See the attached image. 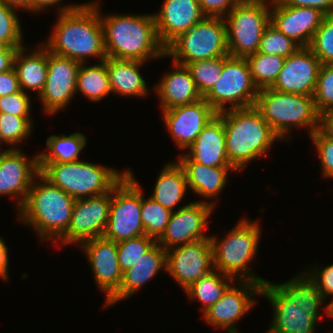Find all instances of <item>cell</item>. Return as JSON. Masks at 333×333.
Segmentation results:
<instances>
[{
  "label": "cell",
  "mask_w": 333,
  "mask_h": 333,
  "mask_svg": "<svg viewBox=\"0 0 333 333\" xmlns=\"http://www.w3.org/2000/svg\"><path fill=\"white\" fill-rule=\"evenodd\" d=\"M219 114L223 118L228 160L237 171L245 169L251 160L267 155L274 141L280 139L255 106L227 109Z\"/></svg>",
  "instance_id": "obj_4"
},
{
  "label": "cell",
  "mask_w": 333,
  "mask_h": 333,
  "mask_svg": "<svg viewBox=\"0 0 333 333\" xmlns=\"http://www.w3.org/2000/svg\"><path fill=\"white\" fill-rule=\"evenodd\" d=\"M329 316H330L331 318H333V313H329Z\"/></svg>",
  "instance_id": "obj_55"
},
{
  "label": "cell",
  "mask_w": 333,
  "mask_h": 333,
  "mask_svg": "<svg viewBox=\"0 0 333 333\" xmlns=\"http://www.w3.org/2000/svg\"><path fill=\"white\" fill-rule=\"evenodd\" d=\"M321 66L322 63L309 47H300L285 58L271 88L284 93L313 96Z\"/></svg>",
  "instance_id": "obj_18"
},
{
  "label": "cell",
  "mask_w": 333,
  "mask_h": 333,
  "mask_svg": "<svg viewBox=\"0 0 333 333\" xmlns=\"http://www.w3.org/2000/svg\"><path fill=\"white\" fill-rule=\"evenodd\" d=\"M319 130L333 141V108L320 113Z\"/></svg>",
  "instance_id": "obj_50"
},
{
  "label": "cell",
  "mask_w": 333,
  "mask_h": 333,
  "mask_svg": "<svg viewBox=\"0 0 333 333\" xmlns=\"http://www.w3.org/2000/svg\"><path fill=\"white\" fill-rule=\"evenodd\" d=\"M39 173L38 155L28 160L17 147L2 151L0 155V195L17 197L19 210L31 188L33 179Z\"/></svg>",
  "instance_id": "obj_22"
},
{
  "label": "cell",
  "mask_w": 333,
  "mask_h": 333,
  "mask_svg": "<svg viewBox=\"0 0 333 333\" xmlns=\"http://www.w3.org/2000/svg\"><path fill=\"white\" fill-rule=\"evenodd\" d=\"M224 56L187 63L199 93L204 97L219 80L223 69Z\"/></svg>",
  "instance_id": "obj_36"
},
{
  "label": "cell",
  "mask_w": 333,
  "mask_h": 333,
  "mask_svg": "<svg viewBox=\"0 0 333 333\" xmlns=\"http://www.w3.org/2000/svg\"><path fill=\"white\" fill-rule=\"evenodd\" d=\"M30 97L23 90L0 96V113H10L20 117H30Z\"/></svg>",
  "instance_id": "obj_43"
},
{
  "label": "cell",
  "mask_w": 333,
  "mask_h": 333,
  "mask_svg": "<svg viewBox=\"0 0 333 333\" xmlns=\"http://www.w3.org/2000/svg\"><path fill=\"white\" fill-rule=\"evenodd\" d=\"M106 68L112 93L122 96H146L148 89L139 68L145 62L107 57Z\"/></svg>",
  "instance_id": "obj_28"
},
{
  "label": "cell",
  "mask_w": 333,
  "mask_h": 333,
  "mask_svg": "<svg viewBox=\"0 0 333 333\" xmlns=\"http://www.w3.org/2000/svg\"><path fill=\"white\" fill-rule=\"evenodd\" d=\"M310 138L316 146L323 176L333 178V141L327 138L319 129Z\"/></svg>",
  "instance_id": "obj_44"
},
{
  "label": "cell",
  "mask_w": 333,
  "mask_h": 333,
  "mask_svg": "<svg viewBox=\"0 0 333 333\" xmlns=\"http://www.w3.org/2000/svg\"><path fill=\"white\" fill-rule=\"evenodd\" d=\"M60 2H62V0H30V10L31 12H40L49 6L57 5V3Z\"/></svg>",
  "instance_id": "obj_52"
},
{
  "label": "cell",
  "mask_w": 333,
  "mask_h": 333,
  "mask_svg": "<svg viewBox=\"0 0 333 333\" xmlns=\"http://www.w3.org/2000/svg\"><path fill=\"white\" fill-rule=\"evenodd\" d=\"M245 59L249 65L252 81L258 89L271 87L285 62V58L281 56L260 52L249 55Z\"/></svg>",
  "instance_id": "obj_34"
},
{
  "label": "cell",
  "mask_w": 333,
  "mask_h": 333,
  "mask_svg": "<svg viewBox=\"0 0 333 333\" xmlns=\"http://www.w3.org/2000/svg\"><path fill=\"white\" fill-rule=\"evenodd\" d=\"M270 5V23L301 47H309L326 14L318 8L289 6L280 0H271Z\"/></svg>",
  "instance_id": "obj_19"
},
{
  "label": "cell",
  "mask_w": 333,
  "mask_h": 333,
  "mask_svg": "<svg viewBox=\"0 0 333 333\" xmlns=\"http://www.w3.org/2000/svg\"><path fill=\"white\" fill-rule=\"evenodd\" d=\"M219 272L215 269L212 270L184 290L190 299H196L202 303L203 312L223 296L230 286L228 282L235 281L231 276Z\"/></svg>",
  "instance_id": "obj_33"
},
{
  "label": "cell",
  "mask_w": 333,
  "mask_h": 333,
  "mask_svg": "<svg viewBox=\"0 0 333 333\" xmlns=\"http://www.w3.org/2000/svg\"><path fill=\"white\" fill-rule=\"evenodd\" d=\"M261 295L273 305V321L266 333H315L320 305L326 301L316 283L304 273L282 284L266 281Z\"/></svg>",
  "instance_id": "obj_1"
},
{
  "label": "cell",
  "mask_w": 333,
  "mask_h": 333,
  "mask_svg": "<svg viewBox=\"0 0 333 333\" xmlns=\"http://www.w3.org/2000/svg\"><path fill=\"white\" fill-rule=\"evenodd\" d=\"M38 178V179H37ZM36 180H42L38 182ZM19 209V221L34 227L42 240H57L69 227L75 199L40 173Z\"/></svg>",
  "instance_id": "obj_5"
},
{
  "label": "cell",
  "mask_w": 333,
  "mask_h": 333,
  "mask_svg": "<svg viewBox=\"0 0 333 333\" xmlns=\"http://www.w3.org/2000/svg\"><path fill=\"white\" fill-rule=\"evenodd\" d=\"M300 47L298 43L281 33L270 23L261 37L258 52L287 58Z\"/></svg>",
  "instance_id": "obj_38"
},
{
  "label": "cell",
  "mask_w": 333,
  "mask_h": 333,
  "mask_svg": "<svg viewBox=\"0 0 333 333\" xmlns=\"http://www.w3.org/2000/svg\"><path fill=\"white\" fill-rule=\"evenodd\" d=\"M162 268L166 269V250L156 243L132 268L123 272L119 290L105 302V307L132 296Z\"/></svg>",
  "instance_id": "obj_26"
},
{
  "label": "cell",
  "mask_w": 333,
  "mask_h": 333,
  "mask_svg": "<svg viewBox=\"0 0 333 333\" xmlns=\"http://www.w3.org/2000/svg\"><path fill=\"white\" fill-rule=\"evenodd\" d=\"M8 248L3 240L0 237V277L7 280L8 278Z\"/></svg>",
  "instance_id": "obj_51"
},
{
  "label": "cell",
  "mask_w": 333,
  "mask_h": 333,
  "mask_svg": "<svg viewBox=\"0 0 333 333\" xmlns=\"http://www.w3.org/2000/svg\"><path fill=\"white\" fill-rule=\"evenodd\" d=\"M178 162L185 171L188 188L206 199L221 193L228 179V171H237L233 166H205L193 161L186 153L179 155Z\"/></svg>",
  "instance_id": "obj_27"
},
{
  "label": "cell",
  "mask_w": 333,
  "mask_h": 333,
  "mask_svg": "<svg viewBox=\"0 0 333 333\" xmlns=\"http://www.w3.org/2000/svg\"><path fill=\"white\" fill-rule=\"evenodd\" d=\"M283 4L298 7H314L326 15L333 14V0H280Z\"/></svg>",
  "instance_id": "obj_48"
},
{
  "label": "cell",
  "mask_w": 333,
  "mask_h": 333,
  "mask_svg": "<svg viewBox=\"0 0 333 333\" xmlns=\"http://www.w3.org/2000/svg\"><path fill=\"white\" fill-rule=\"evenodd\" d=\"M38 167L45 179L75 200L112 191L128 173V170L121 173L80 160L68 163L38 162Z\"/></svg>",
  "instance_id": "obj_6"
},
{
  "label": "cell",
  "mask_w": 333,
  "mask_h": 333,
  "mask_svg": "<svg viewBox=\"0 0 333 333\" xmlns=\"http://www.w3.org/2000/svg\"><path fill=\"white\" fill-rule=\"evenodd\" d=\"M258 88L252 81L248 62L245 58L224 56L219 80L203 97L217 112L252 107L258 95Z\"/></svg>",
  "instance_id": "obj_11"
},
{
  "label": "cell",
  "mask_w": 333,
  "mask_h": 333,
  "mask_svg": "<svg viewBox=\"0 0 333 333\" xmlns=\"http://www.w3.org/2000/svg\"><path fill=\"white\" fill-rule=\"evenodd\" d=\"M76 91H80L89 100L95 102L112 93L105 60L100 61L99 65L85 67V63L80 64Z\"/></svg>",
  "instance_id": "obj_32"
},
{
  "label": "cell",
  "mask_w": 333,
  "mask_h": 333,
  "mask_svg": "<svg viewBox=\"0 0 333 333\" xmlns=\"http://www.w3.org/2000/svg\"><path fill=\"white\" fill-rule=\"evenodd\" d=\"M21 47L0 46V73L8 71L14 67V58L17 49Z\"/></svg>",
  "instance_id": "obj_49"
},
{
  "label": "cell",
  "mask_w": 333,
  "mask_h": 333,
  "mask_svg": "<svg viewBox=\"0 0 333 333\" xmlns=\"http://www.w3.org/2000/svg\"><path fill=\"white\" fill-rule=\"evenodd\" d=\"M187 188L183 167L179 162H169L161 170L150 198L173 212L174 207L182 201Z\"/></svg>",
  "instance_id": "obj_30"
},
{
  "label": "cell",
  "mask_w": 333,
  "mask_h": 333,
  "mask_svg": "<svg viewBox=\"0 0 333 333\" xmlns=\"http://www.w3.org/2000/svg\"><path fill=\"white\" fill-rule=\"evenodd\" d=\"M311 51L324 64H333V14L325 15L309 45Z\"/></svg>",
  "instance_id": "obj_40"
},
{
  "label": "cell",
  "mask_w": 333,
  "mask_h": 333,
  "mask_svg": "<svg viewBox=\"0 0 333 333\" xmlns=\"http://www.w3.org/2000/svg\"><path fill=\"white\" fill-rule=\"evenodd\" d=\"M269 4V0H241L224 17L230 56L246 58L258 52L261 37L270 24Z\"/></svg>",
  "instance_id": "obj_10"
},
{
  "label": "cell",
  "mask_w": 333,
  "mask_h": 333,
  "mask_svg": "<svg viewBox=\"0 0 333 333\" xmlns=\"http://www.w3.org/2000/svg\"><path fill=\"white\" fill-rule=\"evenodd\" d=\"M80 64L47 49V77L42 92L37 96L46 114H55L74 98Z\"/></svg>",
  "instance_id": "obj_14"
},
{
  "label": "cell",
  "mask_w": 333,
  "mask_h": 333,
  "mask_svg": "<svg viewBox=\"0 0 333 333\" xmlns=\"http://www.w3.org/2000/svg\"><path fill=\"white\" fill-rule=\"evenodd\" d=\"M215 203L191 202L172 212L165 232L157 243L166 251L176 246L185 245L198 240L210 239L205 236L208 228L207 220L213 212Z\"/></svg>",
  "instance_id": "obj_15"
},
{
  "label": "cell",
  "mask_w": 333,
  "mask_h": 333,
  "mask_svg": "<svg viewBox=\"0 0 333 333\" xmlns=\"http://www.w3.org/2000/svg\"><path fill=\"white\" fill-rule=\"evenodd\" d=\"M31 54H26L23 46L17 49L14 58V69L16 70L21 90H33L40 94L44 88L47 77V48L42 45ZM26 55V56H25Z\"/></svg>",
  "instance_id": "obj_29"
},
{
  "label": "cell",
  "mask_w": 333,
  "mask_h": 333,
  "mask_svg": "<svg viewBox=\"0 0 333 333\" xmlns=\"http://www.w3.org/2000/svg\"><path fill=\"white\" fill-rule=\"evenodd\" d=\"M15 10L0 0V46H24L21 23Z\"/></svg>",
  "instance_id": "obj_41"
},
{
  "label": "cell",
  "mask_w": 333,
  "mask_h": 333,
  "mask_svg": "<svg viewBox=\"0 0 333 333\" xmlns=\"http://www.w3.org/2000/svg\"><path fill=\"white\" fill-rule=\"evenodd\" d=\"M167 272L185 290L213 268L211 239L198 240L166 251Z\"/></svg>",
  "instance_id": "obj_16"
},
{
  "label": "cell",
  "mask_w": 333,
  "mask_h": 333,
  "mask_svg": "<svg viewBox=\"0 0 333 333\" xmlns=\"http://www.w3.org/2000/svg\"><path fill=\"white\" fill-rule=\"evenodd\" d=\"M32 124L30 117L0 113V147L4 142L14 146L25 140L32 131Z\"/></svg>",
  "instance_id": "obj_39"
},
{
  "label": "cell",
  "mask_w": 333,
  "mask_h": 333,
  "mask_svg": "<svg viewBox=\"0 0 333 333\" xmlns=\"http://www.w3.org/2000/svg\"><path fill=\"white\" fill-rule=\"evenodd\" d=\"M143 196L142 192L141 220L145 234L158 240L166 230L172 211Z\"/></svg>",
  "instance_id": "obj_35"
},
{
  "label": "cell",
  "mask_w": 333,
  "mask_h": 333,
  "mask_svg": "<svg viewBox=\"0 0 333 333\" xmlns=\"http://www.w3.org/2000/svg\"><path fill=\"white\" fill-rule=\"evenodd\" d=\"M241 0H198L205 16L224 18Z\"/></svg>",
  "instance_id": "obj_46"
},
{
  "label": "cell",
  "mask_w": 333,
  "mask_h": 333,
  "mask_svg": "<svg viewBox=\"0 0 333 333\" xmlns=\"http://www.w3.org/2000/svg\"><path fill=\"white\" fill-rule=\"evenodd\" d=\"M142 191L128 170L113 188L108 223L103 237L114 242L145 235L141 220Z\"/></svg>",
  "instance_id": "obj_12"
},
{
  "label": "cell",
  "mask_w": 333,
  "mask_h": 333,
  "mask_svg": "<svg viewBox=\"0 0 333 333\" xmlns=\"http://www.w3.org/2000/svg\"><path fill=\"white\" fill-rule=\"evenodd\" d=\"M156 243V239L146 234L117 242V253L121 271L124 272L132 268Z\"/></svg>",
  "instance_id": "obj_37"
},
{
  "label": "cell",
  "mask_w": 333,
  "mask_h": 333,
  "mask_svg": "<svg viewBox=\"0 0 333 333\" xmlns=\"http://www.w3.org/2000/svg\"><path fill=\"white\" fill-rule=\"evenodd\" d=\"M153 16L158 38L165 48L205 17L198 0H164L160 12Z\"/></svg>",
  "instance_id": "obj_23"
},
{
  "label": "cell",
  "mask_w": 333,
  "mask_h": 333,
  "mask_svg": "<svg viewBox=\"0 0 333 333\" xmlns=\"http://www.w3.org/2000/svg\"><path fill=\"white\" fill-rule=\"evenodd\" d=\"M7 6L13 9H25L27 11L30 10V0H1Z\"/></svg>",
  "instance_id": "obj_53"
},
{
  "label": "cell",
  "mask_w": 333,
  "mask_h": 333,
  "mask_svg": "<svg viewBox=\"0 0 333 333\" xmlns=\"http://www.w3.org/2000/svg\"><path fill=\"white\" fill-rule=\"evenodd\" d=\"M112 191L76 199L67 231L59 238L62 244H73L103 237L110 213Z\"/></svg>",
  "instance_id": "obj_13"
},
{
  "label": "cell",
  "mask_w": 333,
  "mask_h": 333,
  "mask_svg": "<svg viewBox=\"0 0 333 333\" xmlns=\"http://www.w3.org/2000/svg\"><path fill=\"white\" fill-rule=\"evenodd\" d=\"M187 150V155L193 161L205 166H232L226 152L223 118L219 113L203 128Z\"/></svg>",
  "instance_id": "obj_24"
},
{
  "label": "cell",
  "mask_w": 333,
  "mask_h": 333,
  "mask_svg": "<svg viewBox=\"0 0 333 333\" xmlns=\"http://www.w3.org/2000/svg\"><path fill=\"white\" fill-rule=\"evenodd\" d=\"M18 91H21V88L14 67L0 73V96L13 94Z\"/></svg>",
  "instance_id": "obj_47"
},
{
  "label": "cell",
  "mask_w": 333,
  "mask_h": 333,
  "mask_svg": "<svg viewBox=\"0 0 333 333\" xmlns=\"http://www.w3.org/2000/svg\"><path fill=\"white\" fill-rule=\"evenodd\" d=\"M254 106L281 141L289 138L286 133L292 126H310V136L319 129L320 114L315 108L313 96L262 88L258 90Z\"/></svg>",
  "instance_id": "obj_7"
},
{
  "label": "cell",
  "mask_w": 333,
  "mask_h": 333,
  "mask_svg": "<svg viewBox=\"0 0 333 333\" xmlns=\"http://www.w3.org/2000/svg\"><path fill=\"white\" fill-rule=\"evenodd\" d=\"M165 55L182 65L205 59L228 56L226 23L222 17L205 16L173 40Z\"/></svg>",
  "instance_id": "obj_9"
},
{
  "label": "cell",
  "mask_w": 333,
  "mask_h": 333,
  "mask_svg": "<svg viewBox=\"0 0 333 333\" xmlns=\"http://www.w3.org/2000/svg\"><path fill=\"white\" fill-rule=\"evenodd\" d=\"M239 282V287L230 285L223 296L202 313L207 323L228 330L227 333H238L236 321L254 307L252 296H261L262 284L248 280Z\"/></svg>",
  "instance_id": "obj_17"
},
{
  "label": "cell",
  "mask_w": 333,
  "mask_h": 333,
  "mask_svg": "<svg viewBox=\"0 0 333 333\" xmlns=\"http://www.w3.org/2000/svg\"><path fill=\"white\" fill-rule=\"evenodd\" d=\"M172 65L174 71L165 74L154 87L161 101V110L191 104L203 98L188 68L174 61Z\"/></svg>",
  "instance_id": "obj_25"
},
{
  "label": "cell",
  "mask_w": 333,
  "mask_h": 333,
  "mask_svg": "<svg viewBox=\"0 0 333 333\" xmlns=\"http://www.w3.org/2000/svg\"><path fill=\"white\" fill-rule=\"evenodd\" d=\"M260 228L258 221L242 219L224 239L210 236L213 247V268L234 279L239 276L238 281L242 278L241 280L265 283L266 280L255 276L249 267L259 245Z\"/></svg>",
  "instance_id": "obj_8"
},
{
  "label": "cell",
  "mask_w": 333,
  "mask_h": 333,
  "mask_svg": "<svg viewBox=\"0 0 333 333\" xmlns=\"http://www.w3.org/2000/svg\"><path fill=\"white\" fill-rule=\"evenodd\" d=\"M47 149L51 152L40 153L38 162L68 163L79 161L80 152L85 148L86 137L80 132L68 136L51 135L46 140Z\"/></svg>",
  "instance_id": "obj_31"
},
{
  "label": "cell",
  "mask_w": 333,
  "mask_h": 333,
  "mask_svg": "<svg viewBox=\"0 0 333 333\" xmlns=\"http://www.w3.org/2000/svg\"><path fill=\"white\" fill-rule=\"evenodd\" d=\"M96 2L71 4L59 8L52 35L43 45L48 51L80 63L87 57L107 58L104 32Z\"/></svg>",
  "instance_id": "obj_2"
},
{
  "label": "cell",
  "mask_w": 333,
  "mask_h": 333,
  "mask_svg": "<svg viewBox=\"0 0 333 333\" xmlns=\"http://www.w3.org/2000/svg\"><path fill=\"white\" fill-rule=\"evenodd\" d=\"M315 270H307L308 276L316 283L324 299L329 297L328 295L333 297V264L322 268L321 271H319V268ZM332 302L333 300L324 308L327 316H329V305Z\"/></svg>",
  "instance_id": "obj_45"
},
{
  "label": "cell",
  "mask_w": 333,
  "mask_h": 333,
  "mask_svg": "<svg viewBox=\"0 0 333 333\" xmlns=\"http://www.w3.org/2000/svg\"><path fill=\"white\" fill-rule=\"evenodd\" d=\"M164 124L181 149H187L217 112L202 98L191 104L162 110Z\"/></svg>",
  "instance_id": "obj_20"
},
{
  "label": "cell",
  "mask_w": 333,
  "mask_h": 333,
  "mask_svg": "<svg viewBox=\"0 0 333 333\" xmlns=\"http://www.w3.org/2000/svg\"><path fill=\"white\" fill-rule=\"evenodd\" d=\"M100 20L107 57L146 62L166 56L153 14L100 15Z\"/></svg>",
  "instance_id": "obj_3"
},
{
  "label": "cell",
  "mask_w": 333,
  "mask_h": 333,
  "mask_svg": "<svg viewBox=\"0 0 333 333\" xmlns=\"http://www.w3.org/2000/svg\"><path fill=\"white\" fill-rule=\"evenodd\" d=\"M313 97L319 114L333 108V64L321 66Z\"/></svg>",
  "instance_id": "obj_42"
},
{
  "label": "cell",
  "mask_w": 333,
  "mask_h": 333,
  "mask_svg": "<svg viewBox=\"0 0 333 333\" xmlns=\"http://www.w3.org/2000/svg\"><path fill=\"white\" fill-rule=\"evenodd\" d=\"M79 247L83 249L92 266L96 285L103 290L108 301L119 290L123 277L119 266L117 242L97 237L82 242Z\"/></svg>",
  "instance_id": "obj_21"
},
{
  "label": "cell",
  "mask_w": 333,
  "mask_h": 333,
  "mask_svg": "<svg viewBox=\"0 0 333 333\" xmlns=\"http://www.w3.org/2000/svg\"><path fill=\"white\" fill-rule=\"evenodd\" d=\"M329 312L333 313V302L329 305Z\"/></svg>",
  "instance_id": "obj_54"
}]
</instances>
